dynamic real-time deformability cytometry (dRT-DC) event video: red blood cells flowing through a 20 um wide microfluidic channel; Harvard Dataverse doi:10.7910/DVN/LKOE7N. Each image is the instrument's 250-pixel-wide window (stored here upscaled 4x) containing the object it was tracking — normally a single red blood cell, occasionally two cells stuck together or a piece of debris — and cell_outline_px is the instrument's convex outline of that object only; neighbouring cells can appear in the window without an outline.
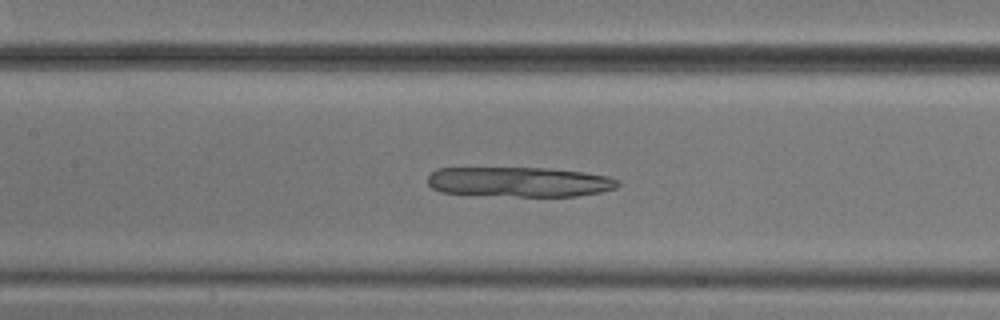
{"species": "common noctule bat (a hibernating species)", "species_latin": "Nyctalus noctula", "temperature_condition": "cold", "stored_images_in_passage": 41, "camera_frame_rate_fps": 3000, "um_per_image_px": 0.085, "animal": {"sex": "male", "body_mass_g": 20.5, "forearm_length_mm": 52.5}, "frame": {"image": 1, "passage_image": 12, "time_ms": 3.667, "image_size_px": [1000, 320], "cell_outline_px": [[620, 184], [616, 188], [600, 192], [576, 196], [516, 196], [440, 192], [432, 188], [428, 184], [428, 176], [436, 168], [552, 168], [608, 176], [620, 180]], "centroid_in_image_um": [44.15, 15.45], "position_along_channel_um": 163.2, "area_um2": 33.06}}
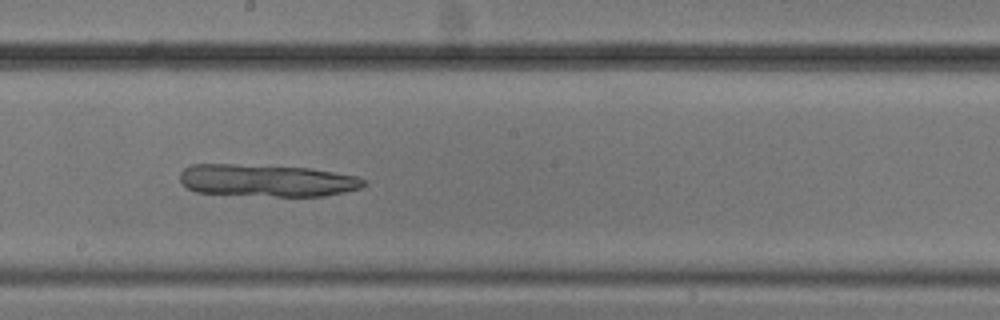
{"frame": {"image": 2, "passage_image": 17, "time_ms": 5.333, "image_size_px": [1000, 320], "cell_outline_px": [[368, 184], [360, 188], [344, 192], [324, 196], [276, 196], [196, 192], [180, 184], [180, 172], [184, 168], [192, 164], [236, 164], [312, 168], [356, 176], [368, 180]], "centroid_in_image_um": [22.7, 15.33], "position_along_channel_um": 225.5, "area_um2": 34.68}}